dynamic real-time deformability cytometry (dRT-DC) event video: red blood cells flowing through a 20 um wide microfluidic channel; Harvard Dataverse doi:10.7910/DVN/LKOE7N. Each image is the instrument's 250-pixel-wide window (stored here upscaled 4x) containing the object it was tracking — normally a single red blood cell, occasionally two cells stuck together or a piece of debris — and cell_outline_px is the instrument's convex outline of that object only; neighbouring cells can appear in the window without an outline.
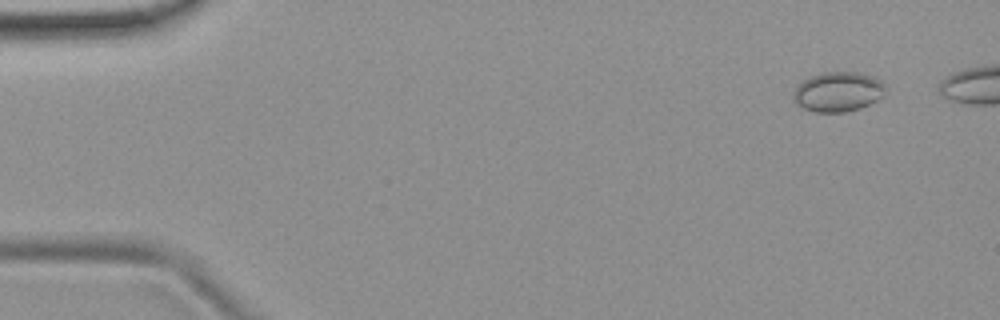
{"species": "common noctule bat (a hibernating species)", "species_latin": "Nyctalus noctula", "temperature_condition": "room temperature", "stored_images_in_passage": 5, "camera_frame_rate_fps": 3000, "um_per_image_px": 0.085, "animal": {"sex": "female", "body_mass_g": 19.9}, "frame": {"image": 1, "passage_image": 1, "time_ms": 0.0, "image_size_px": [1000, 320], "cell_outline_px": [[884, 96], [860, 108], [844, 112], [816, 112], [804, 108], [796, 104], [792, 100], [792, 92], [808, 76], [824, 72], [860, 72], [876, 76], [884, 84]], "centroid_in_image_um": [71.22, 7.79], "position_along_channel_um": 13.8, "area_um2": 21.5}}